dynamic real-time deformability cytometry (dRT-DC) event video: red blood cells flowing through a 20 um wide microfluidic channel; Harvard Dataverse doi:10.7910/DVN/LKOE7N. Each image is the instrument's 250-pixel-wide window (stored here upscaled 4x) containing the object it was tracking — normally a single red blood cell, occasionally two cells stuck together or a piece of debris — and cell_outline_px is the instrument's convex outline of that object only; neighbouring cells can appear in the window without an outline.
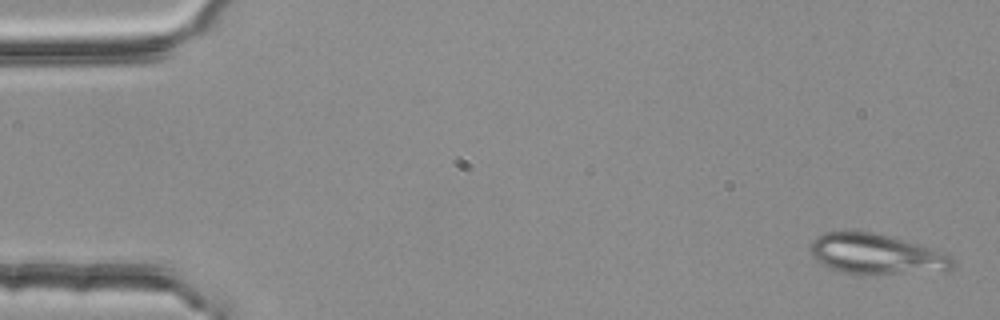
{"species": "common noctule bat (a hibernating species)", "species_latin": "Nyctalus noctula", "temperature_condition": "room temperature", "stored_images_in_passage": 3, "camera_frame_rate_fps": 3000, "um_per_image_px": 0.085, "animal": {"sex": "female", "body_mass_g": 25.1}, "frame": {"image": 1, "passage_image": 1, "time_ms": 0.0, "image_size_px": [1000, 320], "cell_outline_px": [[956, 264], [948, 272], [872, 276], [860, 276], [840, 272], [816, 260], [812, 256], [812, 240], [816, 236], [824, 232], [872, 232], [916, 244], [952, 256]], "centroid_in_image_um": [74.54, 21.67], "position_along_channel_um": 10.5, "area_um2": 33.99}}